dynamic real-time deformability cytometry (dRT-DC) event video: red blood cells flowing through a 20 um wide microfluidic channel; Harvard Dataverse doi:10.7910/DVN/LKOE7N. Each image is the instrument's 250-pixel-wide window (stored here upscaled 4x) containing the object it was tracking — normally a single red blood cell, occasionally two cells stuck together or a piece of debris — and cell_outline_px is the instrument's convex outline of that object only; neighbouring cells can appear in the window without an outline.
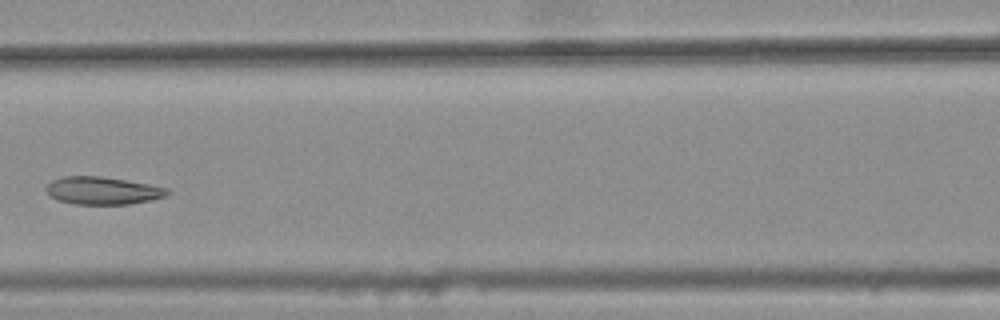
{"species": "common noctule bat (a hibernating species)", "species_latin": "Nyctalus noctula", "temperature_condition": "warm", "stored_images_in_passage": 8, "camera_frame_rate_fps": 3000, "um_per_image_px": 0.085, "animal": {"sex": "female", "body_mass_g": 25.1}, "frame": {"image": 1, "passage_image": 7, "time_ms": 2.0, "image_size_px": [1000, 320], "cell_outline_px": [[168, 192], [164, 196], [152, 200], [132, 204], [72, 204], [56, 200], [48, 192], [48, 184], [52, 180], [60, 176], [100, 176], [148, 184], [168, 188]], "centroid_in_image_um": [8.71, 16.21], "position_along_channel_um": 157.9, "area_um2": 19.36}}
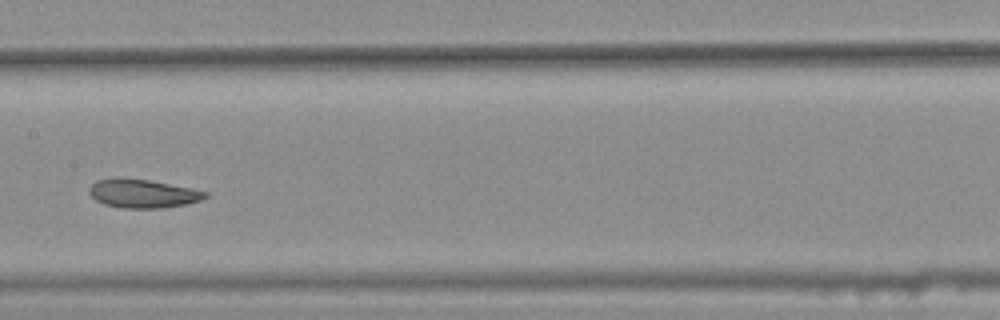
{"frame": {"image": 2, "passage_image": 8, "time_ms": 2.333, "image_size_px": [1000, 320], "cell_outline_px": [[208, 196], [200, 200], [184, 204], [160, 208], [120, 208], [104, 204], [96, 200], [88, 192], [88, 188], [96, 180], [116, 176], [120, 176], [148, 180], [192, 188], [208, 192]], "centroid_in_image_um": [12.08, 16.43], "position_along_channel_um": 195.3, "area_um2": 19.54}}